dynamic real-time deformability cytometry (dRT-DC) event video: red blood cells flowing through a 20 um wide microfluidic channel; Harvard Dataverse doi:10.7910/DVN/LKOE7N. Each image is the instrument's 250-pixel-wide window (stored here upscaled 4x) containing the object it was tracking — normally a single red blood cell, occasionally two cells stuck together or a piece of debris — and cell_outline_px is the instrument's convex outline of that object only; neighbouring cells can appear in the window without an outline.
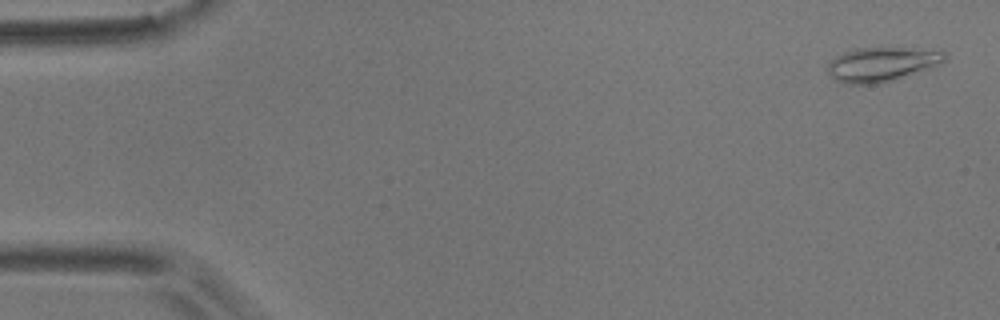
{"species": "common noctule bat (a hibernating species)", "species_latin": "Nyctalus noctula", "temperature_condition": "room temperature", "stored_images_in_passage": 54, "camera_frame_rate_fps": 3000, "um_per_image_px": 0.085, "animal": {"sex": "male", "body_mass_g": 17.9}, "frame": {"image": 1, "passage_image": 2, "time_ms": 0.333, "image_size_px": [1000, 320], "cell_outline_px": [[948, 56], [940, 64], [880, 84], [844, 84], [836, 80], [828, 72], [828, 64], [836, 56], [844, 52], [856, 48], [908, 48], [944, 52]], "centroid_in_image_um": [74.91, 5.47], "position_along_channel_um": 10.1, "area_um2": 23.0}}
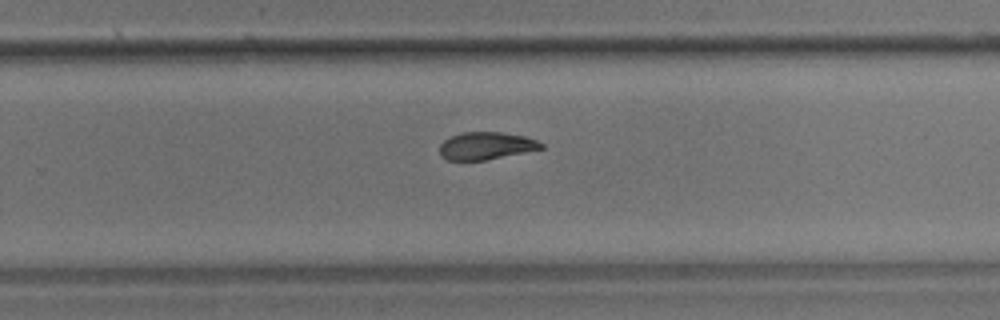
{"frame": {"image": 2, "passage_image": 35, "time_ms": 11.333, "image_size_px": [1000, 320], "cell_outline_px": [[544, 148], [484, 160], [448, 160], [440, 156], [440, 144], [444, 140], [460, 132], [500, 132], [524, 136], [536, 140], [544, 144]], "centroid_in_image_um": [41.29, 12.39], "position_along_channel_um": 288.5, "area_um2": 16.13}}
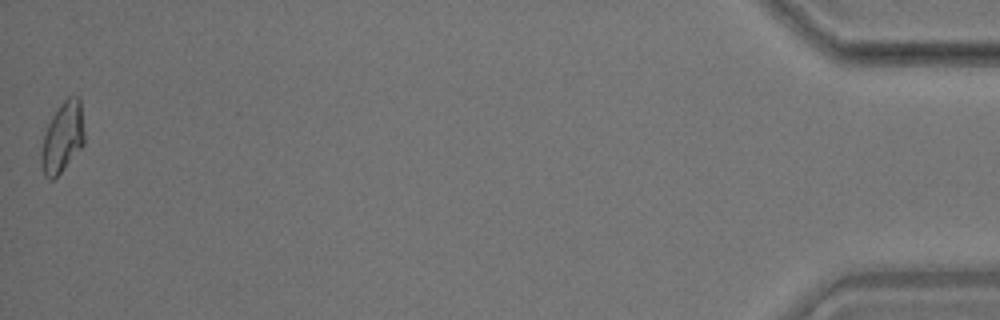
{"frame": {"image": 3, "passage_image": 54, "time_ms": 17.667, "image_size_px": [1000, 320], "cell_outline_px": [[84, 144], [60, 172], [52, 180], [48, 180], [44, 176], [40, 164], [40, 152], [44, 132], [52, 116], [60, 104], [68, 96], [80, 96], [84, 132]], "centroid_in_image_um": [5.29, 11.67], "position_along_channel_um": 429.9, "area_um2": 17.8}, "authors_computed_cell_mechanics": {"area_um2": 17.7157, "velocity_mm_per_s": 3.7071, "shape_relaxation_time_tau1_ms": 9.7414, "shape_relaxation_time_tau2_ms": 5.9927, "deformation_change_tau1": 0.2277, "deformation_change_tau2": 0.1148}}